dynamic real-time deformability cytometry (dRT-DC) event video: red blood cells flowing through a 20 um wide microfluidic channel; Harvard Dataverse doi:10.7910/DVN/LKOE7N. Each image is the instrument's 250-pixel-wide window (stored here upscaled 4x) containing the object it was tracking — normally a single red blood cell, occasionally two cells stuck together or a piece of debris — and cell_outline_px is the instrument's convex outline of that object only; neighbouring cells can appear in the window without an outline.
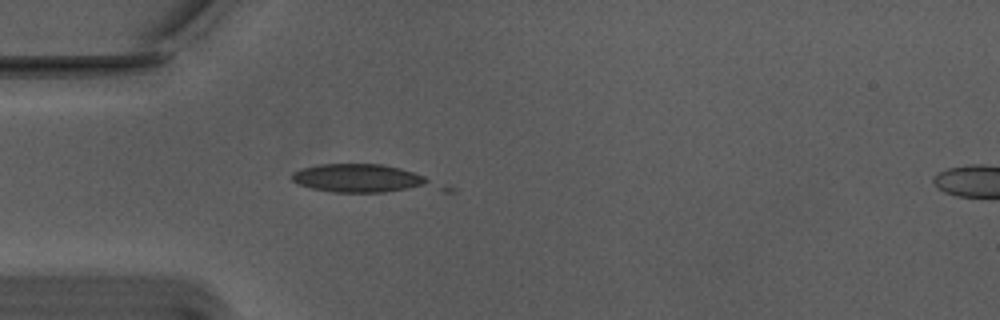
{"species": "Egyptian fruit bat (a non-hibernating species)", "species_latin": "Rousettus aegyptiacus", "temperature_condition": "warm", "stored_images_in_passage": 14, "camera_frame_rate_fps": 3000, "um_per_image_px": 0.085, "animal": {"sex": "male"}, "frame": {"image": 1, "passage_image": 7, "time_ms": 2.0, "image_size_px": [1000, 320], "cell_outline_px": [[456, 192], [332, 192], [312, 188], [300, 184], [292, 180], [292, 172], [300, 168], [320, 164], [380, 164], [400, 168], [424, 176], [456, 188]], "centroid_in_image_um": [31.12, 15.23], "position_along_channel_um": 53.9, "area_um2": 25.32}}
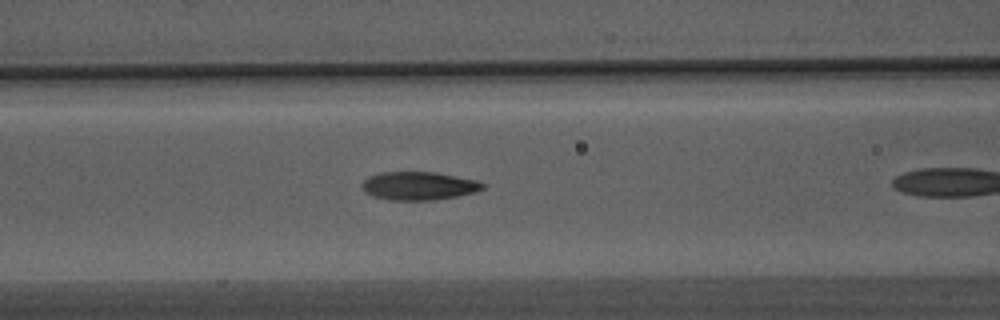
{"frame": {"image": 2, "passage_image": 10, "time_ms": 3.0, "image_size_px": [1000, 320], "cell_outline_px": [[484, 188], [476, 192], [456, 196], [432, 200], [388, 200], [372, 196], [364, 192], [364, 180], [368, 176], [380, 172], [436, 172], [476, 180], [484, 184]], "centroid_in_image_um": [35.59, 15.8], "position_along_channel_um": 131.0, "area_um2": 19.83}}